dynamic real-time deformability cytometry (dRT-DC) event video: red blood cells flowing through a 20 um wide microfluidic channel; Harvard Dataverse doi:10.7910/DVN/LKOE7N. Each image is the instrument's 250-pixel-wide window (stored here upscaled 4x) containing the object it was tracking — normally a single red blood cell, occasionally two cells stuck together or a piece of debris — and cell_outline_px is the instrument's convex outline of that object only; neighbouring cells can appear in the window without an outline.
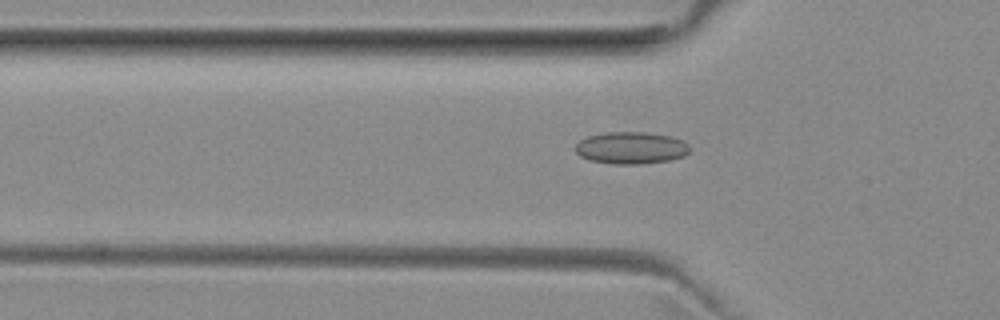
{"species": "common noctule bat (a hibernating species)", "species_latin": "Nyctalus noctula", "temperature_condition": "room temperature", "stored_images_in_passage": 50, "camera_frame_rate_fps": 3000, "um_per_image_px": 0.085, "animal": {"sex": "female", "body_mass_g": 29.2, "forearm_length_mm": 56.3}, "frame": {"image": 1, "passage_image": 17, "time_ms": 5.333, "image_size_px": [1000, 320], "cell_outline_px": [[692, 148], [684, 156], [668, 160], [640, 164], [612, 164], [588, 160], [580, 156], [576, 152], [576, 144], [580, 140], [588, 136], [604, 132], [648, 132], [672, 136], [688, 144]], "centroid_in_image_um": [53.64, 12.56], "position_along_channel_um": 72.2, "area_um2": 21.5}}
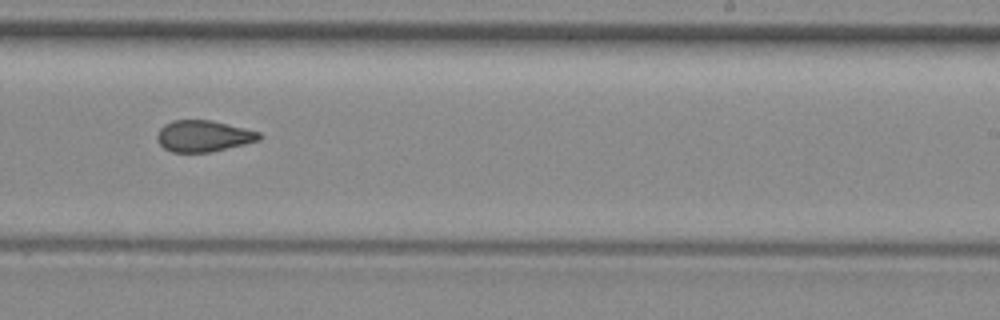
{"frame": {"image": 2, "passage_image": 32, "time_ms": 10.333, "image_size_px": [1000, 320], "cell_outline_px": [[264, 136], [260, 140], [212, 152], [172, 152], [164, 148], [156, 140], [156, 136], [160, 128], [164, 124], [172, 120], [212, 120], [260, 132]], "centroid_in_image_um": [17.29, 11.56], "position_along_channel_um": 271.7, "area_um2": 18.79}}
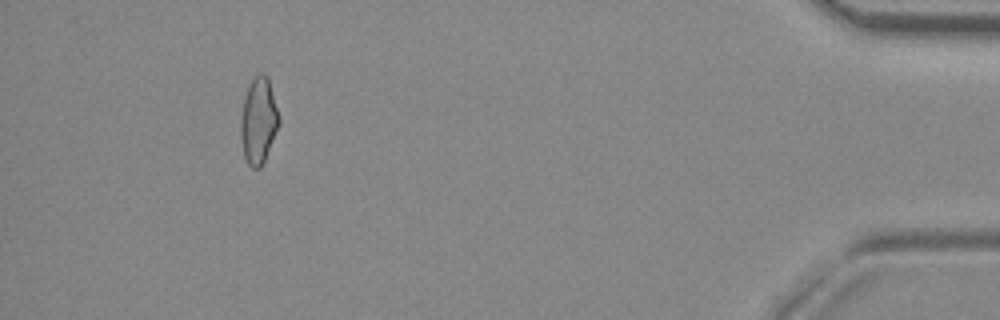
{"frame": {"image": 3, "passage_image": 48, "time_ms": 15.667, "image_size_px": [1000, 320], "cell_outline_px": [[280, 124], [264, 160], [260, 168], [252, 168], [248, 164], [244, 156], [240, 136], [240, 116], [244, 96], [252, 80], [260, 72], [268, 76], [280, 116]], "centroid_in_image_um": [21.97, 10.25], "position_along_channel_um": 413.2, "area_um2": 19.36}}